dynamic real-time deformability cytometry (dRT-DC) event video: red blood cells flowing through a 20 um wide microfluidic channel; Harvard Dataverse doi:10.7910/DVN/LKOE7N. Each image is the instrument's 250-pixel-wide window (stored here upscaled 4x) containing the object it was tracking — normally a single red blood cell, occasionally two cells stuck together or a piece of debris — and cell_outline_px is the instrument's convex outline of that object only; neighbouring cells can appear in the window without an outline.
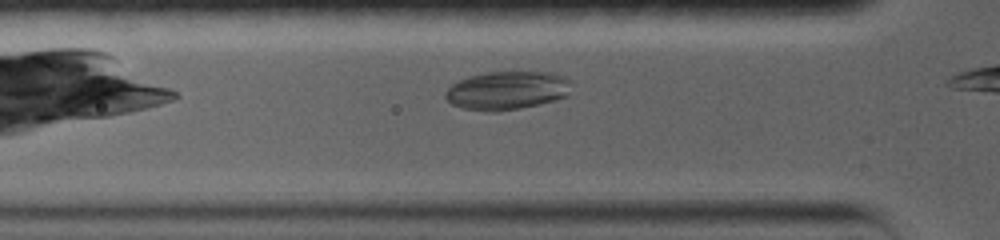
{"species": "common noctule bat (a hibernating species)", "species_latin": "Nyctalus noctula", "temperature_condition": "warm", "stored_images_in_passage": 12, "camera_frame_rate_fps": 5000, "um_per_image_px": 0.085, "animal": {"sex": "female", "body_mass_g": 19.0, "forearm_length_mm": 56.7}, "frame": {"image": 1, "passage_image": 6, "time_ms": 2.0, "image_size_px": [1000, 240], "cell_outline_px": [[568, 96], [556, 100], [540, 104], [520, 108], [496, 112], [484, 112], [460, 108], [452, 104], [444, 96], [444, 92], [452, 84], [468, 76], [488, 72], [556, 72], [564, 76], [568, 80]], "centroid_in_image_um": [43.07, 7.7], "position_along_channel_um": 82.7, "area_um2": 28.44}}
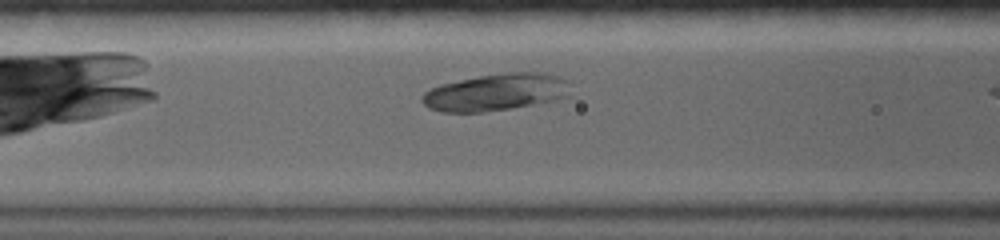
{"frame": {"image": 2, "passage_image": 9, "time_ms": 3.2, "image_size_px": [1000, 240], "cell_outline_px": [[568, 96], [552, 100], [532, 104], [484, 112], [440, 112], [428, 108], [420, 100], [420, 96], [424, 92], [440, 84], [480, 76], [508, 72], [544, 72], [568, 80]], "centroid_in_image_um": [42.1, 7.84], "position_along_channel_um": 124.5, "area_um2": 31.79}}